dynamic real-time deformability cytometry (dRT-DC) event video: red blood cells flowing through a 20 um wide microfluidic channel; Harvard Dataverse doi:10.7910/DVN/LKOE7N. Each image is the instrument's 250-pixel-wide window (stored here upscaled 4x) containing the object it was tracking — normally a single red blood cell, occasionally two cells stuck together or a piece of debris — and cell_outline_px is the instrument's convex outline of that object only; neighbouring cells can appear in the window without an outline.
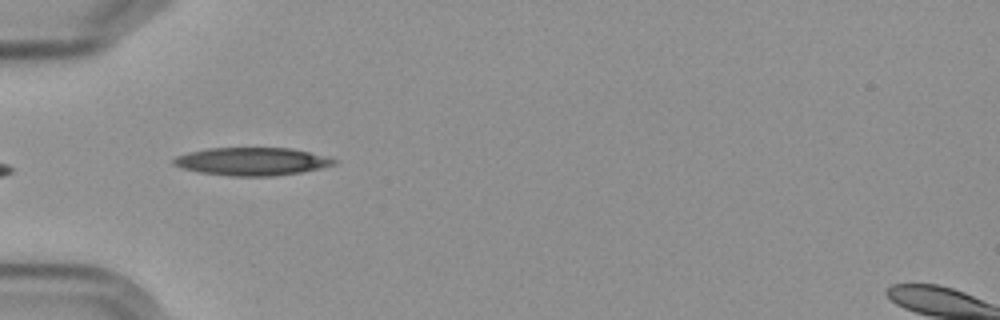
{"species": "Egyptian fruit bat (a non-hibernating species)", "species_latin": "Rousettus aegyptiacus", "temperature_condition": "cold", "stored_images_in_passage": 6, "camera_frame_rate_fps": 3000, "um_per_image_px": 0.085, "frame": {"image": 1, "passage_image": 5, "time_ms": 5.667, "image_size_px": [1000, 320], "cell_outline_px": [[336, 164], [320, 168], [300, 172], [276, 176], [228, 176], [200, 172], [184, 168], [172, 164], [172, 160], [176, 156], [188, 152], [208, 148], [292, 148], [324, 156], [336, 160]], "centroid_in_image_um": [21.38, 13.72], "position_along_channel_um": 63.6, "area_um2": 25.95}}
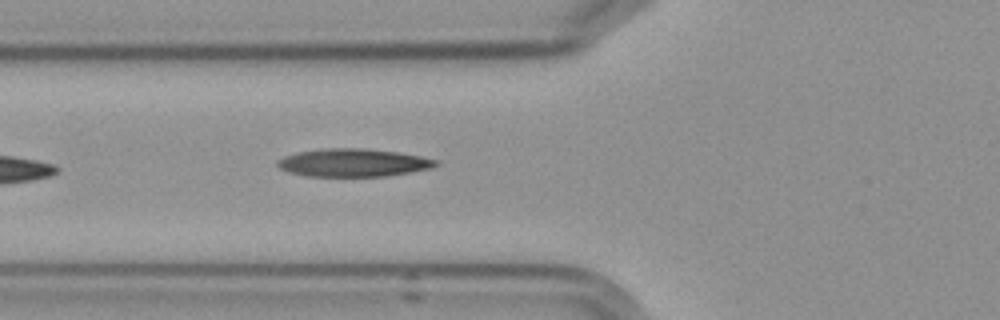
{"frame": {"image": 2, "passage_image": 6, "time_ms": 6.667, "image_size_px": [1000, 320], "cell_outline_px": [[440, 164], [432, 168], [412, 172], [384, 176], [308, 176], [288, 172], [280, 168], [276, 164], [276, 160], [284, 156], [296, 152], [320, 148], [364, 148], [396, 152], [420, 156], [436, 160]], "centroid_in_image_um": [29.99, 13.82], "position_along_channel_um": 95.8, "area_um2": 25.89}}